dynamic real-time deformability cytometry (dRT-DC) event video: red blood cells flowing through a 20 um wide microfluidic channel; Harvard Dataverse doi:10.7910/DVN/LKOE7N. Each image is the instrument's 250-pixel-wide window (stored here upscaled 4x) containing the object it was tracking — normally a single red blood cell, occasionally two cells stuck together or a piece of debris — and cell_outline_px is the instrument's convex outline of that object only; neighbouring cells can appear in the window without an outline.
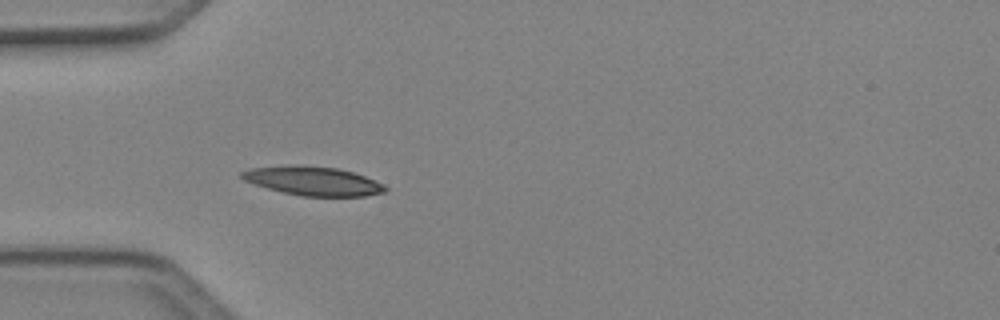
{"species": "Egyptian fruit bat (a non-hibernating species)", "species_latin": "Rousettus aegyptiacus", "temperature_condition": "cold", "stored_images_in_passage": 5, "camera_frame_rate_fps": 3000, "um_per_image_px": 0.085, "animal": {"sex": "female"}, "frame": {"image": 1, "passage_image": 5, "time_ms": 1.333, "image_size_px": [1000, 320], "cell_outline_px": [[388, 192], [364, 196], [300, 196], [268, 188], [244, 180], [240, 176], [240, 172], [252, 168], [288, 164], [304, 164], [336, 168], [352, 172], [364, 176], [388, 188]], "centroid_in_image_um": [26.58, 15.37], "position_along_channel_um": 58.4, "area_um2": 24.16}}